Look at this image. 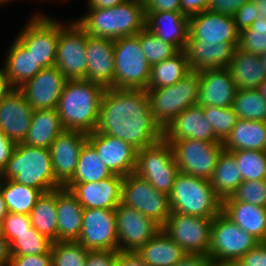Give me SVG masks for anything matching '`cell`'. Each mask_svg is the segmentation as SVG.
<instances>
[{"instance_id":"9a60e30c","label":"cell","mask_w":266,"mask_h":266,"mask_svg":"<svg viewBox=\"0 0 266 266\" xmlns=\"http://www.w3.org/2000/svg\"><path fill=\"white\" fill-rule=\"evenodd\" d=\"M118 251L137 252L162 227L133 207L120 203L115 208Z\"/></svg>"},{"instance_id":"8c879c8a","label":"cell","mask_w":266,"mask_h":266,"mask_svg":"<svg viewBox=\"0 0 266 266\" xmlns=\"http://www.w3.org/2000/svg\"><path fill=\"white\" fill-rule=\"evenodd\" d=\"M137 1H140L145 4L148 0H137Z\"/></svg>"},{"instance_id":"e575fe53","label":"cell","mask_w":266,"mask_h":266,"mask_svg":"<svg viewBox=\"0 0 266 266\" xmlns=\"http://www.w3.org/2000/svg\"><path fill=\"white\" fill-rule=\"evenodd\" d=\"M185 50L151 66L147 89L163 88L176 84L190 72Z\"/></svg>"},{"instance_id":"ffe728a7","label":"cell","mask_w":266,"mask_h":266,"mask_svg":"<svg viewBox=\"0 0 266 266\" xmlns=\"http://www.w3.org/2000/svg\"><path fill=\"white\" fill-rule=\"evenodd\" d=\"M123 178L113 174L99 182L66 183L63 187L70 190L84 209H115L121 203Z\"/></svg>"},{"instance_id":"7dc6e473","label":"cell","mask_w":266,"mask_h":266,"mask_svg":"<svg viewBox=\"0 0 266 266\" xmlns=\"http://www.w3.org/2000/svg\"><path fill=\"white\" fill-rule=\"evenodd\" d=\"M224 200H236L266 207V179L243 181L234 193Z\"/></svg>"},{"instance_id":"d6986e66","label":"cell","mask_w":266,"mask_h":266,"mask_svg":"<svg viewBox=\"0 0 266 266\" xmlns=\"http://www.w3.org/2000/svg\"><path fill=\"white\" fill-rule=\"evenodd\" d=\"M87 140L112 174L125 177L135 171L137 149L131 144L95 131L88 133Z\"/></svg>"},{"instance_id":"5b68a950","label":"cell","mask_w":266,"mask_h":266,"mask_svg":"<svg viewBox=\"0 0 266 266\" xmlns=\"http://www.w3.org/2000/svg\"><path fill=\"white\" fill-rule=\"evenodd\" d=\"M171 212L214 218L222 211V200L211 182L179 172L169 194Z\"/></svg>"},{"instance_id":"c3c4849f","label":"cell","mask_w":266,"mask_h":266,"mask_svg":"<svg viewBox=\"0 0 266 266\" xmlns=\"http://www.w3.org/2000/svg\"><path fill=\"white\" fill-rule=\"evenodd\" d=\"M32 227L30 215L9 212L0 223V233L10 245L17 235L30 231Z\"/></svg>"},{"instance_id":"4316f807","label":"cell","mask_w":266,"mask_h":266,"mask_svg":"<svg viewBox=\"0 0 266 266\" xmlns=\"http://www.w3.org/2000/svg\"><path fill=\"white\" fill-rule=\"evenodd\" d=\"M146 28L178 50H184L189 36V17L182 12H145Z\"/></svg>"},{"instance_id":"603a6c76","label":"cell","mask_w":266,"mask_h":266,"mask_svg":"<svg viewBox=\"0 0 266 266\" xmlns=\"http://www.w3.org/2000/svg\"><path fill=\"white\" fill-rule=\"evenodd\" d=\"M33 107L14 89L0 101V130L15 144L23 143L30 128Z\"/></svg>"},{"instance_id":"83f0119b","label":"cell","mask_w":266,"mask_h":266,"mask_svg":"<svg viewBox=\"0 0 266 266\" xmlns=\"http://www.w3.org/2000/svg\"><path fill=\"white\" fill-rule=\"evenodd\" d=\"M57 241H76L81 232L84 208L69 189H56Z\"/></svg>"},{"instance_id":"836d02e7","label":"cell","mask_w":266,"mask_h":266,"mask_svg":"<svg viewBox=\"0 0 266 266\" xmlns=\"http://www.w3.org/2000/svg\"><path fill=\"white\" fill-rule=\"evenodd\" d=\"M137 253L148 266H173L187 253L161 229Z\"/></svg>"},{"instance_id":"6125c7cd","label":"cell","mask_w":266,"mask_h":266,"mask_svg":"<svg viewBox=\"0 0 266 266\" xmlns=\"http://www.w3.org/2000/svg\"><path fill=\"white\" fill-rule=\"evenodd\" d=\"M10 258V245L0 233V266H9Z\"/></svg>"},{"instance_id":"94428289","label":"cell","mask_w":266,"mask_h":266,"mask_svg":"<svg viewBox=\"0 0 266 266\" xmlns=\"http://www.w3.org/2000/svg\"><path fill=\"white\" fill-rule=\"evenodd\" d=\"M127 0H86V9H105L120 5Z\"/></svg>"},{"instance_id":"9c48e42d","label":"cell","mask_w":266,"mask_h":266,"mask_svg":"<svg viewBox=\"0 0 266 266\" xmlns=\"http://www.w3.org/2000/svg\"><path fill=\"white\" fill-rule=\"evenodd\" d=\"M134 173L146 179L156 190L169 195L179 173L171 144L163 138L137 150Z\"/></svg>"},{"instance_id":"003e7915","label":"cell","mask_w":266,"mask_h":266,"mask_svg":"<svg viewBox=\"0 0 266 266\" xmlns=\"http://www.w3.org/2000/svg\"><path fill=\"white\" fill-rule=\"evenodd\" d=\"M210 266H242L237 260L211 261Z\"/></svg>"},{"instance_id":"cb8c5ba5","label":"cell","mask_w":266,"mask_h":266,"mask_svg":"<svg viewBox=\"0 0 266 266\" xmlns=\"http://www.w3.org/2000/svg\"><path fill=\"white\" fill-rule=\"evenodd\" d=\"M198 105L231 107L237 87L228 68H208L199 71Z\"/></svg>"},{"instance_id":"d4e9b609","label":"cell","mask_w":266,"mask_h":266,"mask_svg":"<svg viewBox=\"0 0 266 266\" xmlns=\"http://www.w3.org/2000/svg\"><path fill=\"white\" fill-rule=\"evenodd\" d=\"M85 80L114 88V40L87 35Z\"/></svg>"},{"instance_id":"5bb4252c","label":"cell","mask_w":266,"mask_h":266,"mask_svg":"<svg viewBox=\"0 0 266 266\" xmlns=\"http://www.w3.org/2000/svg\"><path fill=\"white\" fill-rule=\"evenodd\" d=\"M179 172L211 180L223 143L194 139L175 141L172 145Z\"/></svg>"},{"instance_id":"8992f818","label":"cell","mask_w":266,"mask_h":266,"mask_svg":"<svg viewBox=\"0 0 266 266\" xmlns=\"http://www.w3.org/2000/svg\"><path fill=\"white\" fill-rule=\"evenodd\" d=\"M199 71H190L176 84L146 89L154 120L164 130L184 109L199 100Z\"/></svg>"},{"instance_id":"1f68e13d","label":"cell","mask_w":266,"mask_h":266,"mask_svg":"<svg viewBox=\"0 0 266 266\" xmlns=\"http://www.w3.org/2000/svg\"><path fill=\"white\" fill-rule=\"evenodd\" d=\"M225 151H266V122L237 119L230 134L222 142Z\"/></svg>"},{"instance_id":"d590c367","label":"cell","mask_w":266,"mask_h":266,"mask_svg":"<svg viewBox=\"0 0 266 266\" xmlns=\"http://www.w3.org/2000/svg\"><path fill=\"white\" fill-rule=\"evenodd\" d=\"M216 195L223 201L230 197L243 182L234 155L223 150L210 180Z\"/></svg>"},{"instance_id":"b9f144b4","label":"cell","mask_w":266,"mask_h":266,"mask_svg":"<svg viewBox=\"0 0 266 266\" xmlns=\"http://www.w3.org/2000/svg\"><path fill=\"white\" fill-rule=\"evenodd\" d=\"M139 41L140 48L151 66L172 57L179 51L174 45L163 41L146 27L139 32Z\"/></svg>"},{"instance_id":"bcb514c9","label":"cell","mask_w":266,"mask_h":266,"mask_svg":"<svg viewBox=\"0 0 266 266\" xmlns=\"http://www.w3.org/2000/svg\"><path fill=\"white\" fill-rule=\"evenodd\" d=\"M238 48L260 55L266 51V19H256L239 32Z\"/></svg>"},{"instance_id":"be15d7a7","label":"cell","mask_w":266,"mask_h":266,"mask_svg":"<svg viewBox=\"0 0 266 266\" xmlns=\"http://www.w3.org/2000/svg\"><path fill=\"white\" fill-rule=\"evenodd\" d=\"M14 89L3 72L2 67H0V101L6 98Z\"/></svg>"},{"instance_id":"7a4b0ae2","label":"cell","mask_w":266,"mask_h":266,"mask_svg":"<svg viewBox=\"0 0 266 266\" xmlns=\"http://www.w3.org/2000/svg\"><path fill=\"white\" fill-rule=\"evenodd\" d=\"M105 88L85 79L67 80L57 105L65 130L94 132Z\"/></svg>"},{"instance_id":"9f6ffc18","label":"cell","mask_w":266,"mask_h":266,"mask_svg":"<svg viewBox=\"0 0 266 266\" xmlns=\"http://www.w3.org/2000/svg\"><path fill=\"white\" fill-rule=\"evenodd\" d=\"M16 144L12 142L1 130H0V173L4 170L7 161L11 158L13 150Z\"/></svg>"},{"instance_id":"7bdbcfd3","label":"cell","mask_w":266,"mask_h":266,"mask_svg":"<svg viewBox=\"0 0 266 266\" xmlns=\"http://www.w3.org/2000/svg\"><path fill=\"white\" fill-rule=\"evenodd\" d=\"M88 251L77 241L52 242V266H85Z\"/></svg>"},{"instance_id":"52a82bcc","label":"cell","mask_w":266,"mask_h":266,"mask_svg":"<svg viewBox=\"0 0 266 266\" xmlns=\"http://www.w3.org/2000/svg\"><path fill=\"white\" fill-rule=\"evenodd\" d=\"M114 88L146 90L151 65L140 48L139 33L114 40Z\"/></svg>"},{"instance_id":"74e56055","label":"cell","mask_w":266,"mask_h":266,"mask_svg":"<svg viewBox=\"0 0 266 266\" xmlns=\"http://www.w3.org/2000/svg\"><path fill=\"white\" fill-rule=\"evenodd\" d=\"M112 175L94 146L87 140L80 151L75 173L67 183L99 182Z\"/></svg>"},{"instance_id":"6f0895ef","label":"cell","mask_w":266,"mask_h":266,"mask_svg":"<svg viewBox=\"0 0 266 266\" xmlns=\"http://www.w3.org/2000/svg\"><path fill=\"white\" fill-rule=\"evenodd\" d=\"M114 266H148L137 252H121L116 256Z\"/></svg>"},{"instance_id":"44dd1931","label":"cell","mask_w":266,"mask_h":266,"mask_svg":"<svg viewBox=\"0 0 266 266\" xmlns=\"http://www.w3.org/2000/svg\"><path fill=\"white\" fill-rule=\"evenodd\" d=\"M87 136L79 130H64L51 144L49 150L55 179L62 186L73 177Z\"/></svg>"},{"instance_id":"91938a15","label":"cell","mask_w":266,"mask_h":266,"mask_svg":"<svg viewBox=\"0 0 266 266\" xmlns=\"http://www.w3.org/2000/svg\"><path fill=\"white\" fill-rule=\"evenodd\" d=\"M211 260L207 255L187 254L173 266H210Z\"/></svg>"},{"instance_id":"2644e50d","label":"cell","mask_w":266,"mask_h":266,"mask_svg":"<svg viewBox=\"0 0 266 266\" xmlns=\"http://www.w3.org/2000/svg\"><path fill=\"white\" fill-rule=\"evenodd\" d=\"M261 62L266 66V51L259 55Z\"/></svg>"},{"instance_id":"ee69618b","label":"cell","mask_w":266,"mask_h":266,"mask_svg":"<svg viewBox=\"0 0 266 266\" xmlns=\"http://www.w3.org/2000/svg\"><path fill=\"white\" fill-rule=\"evenodd\" d=\"M51 245V240L32 227L30 231L17 235L10 244V253L11 255H40L48 253Z\"/></svg>"},{"instance_id":"f907efd6","label":"cell","mask_w":266,"mask_h":266,"mask_svg":"<svg viewBox=\"0 0 266 266\" xmlns=\"http://www.w3.org/2000/svg\"><path fill=\"white\" fill-rule=\"evenodd\" d=\"M236 29L240 32L250 27L255 21V3L248 1L242 5L233 15Z\"/></svg>"},{"instance_id":"484cf974","label":"cell","mask_w":266,"mask_h":266,"mask_svg":"<svg viewBox=\"0 0 266 266\" xmlns=\"http://www.w3.org/2000/svg\"><path fill=\"white\" fill-rule=\"evenodd\" d=\"M191 71L208 68H228L235 47L231 43H204V41L188 38L185 47Z\"/></svg>"},{"instance_id":"8d00e7d4","label":"cell","mask_w":266,"mask_h":266,"mask_svg":"<svg viewBox=\"0 0 266 266\" xmlns=\"http://www.w3.org/2000/svg\"><path fill=\"white\" fill-rule=\"evenodd\" d=\"M32 226L52 242L57 241L56 189L42 193L30 212Z\"/></svg>"},{"instance_id":"ab89813d","label":"cell","mask_w":266,"mask_h":266,"mask_svg":"<svg viewBox=\"0 0 266 266\" xmlns=\"http://www.w3.org/2000/svg\"><path fill=\"white\" fill-rule=\"evenodd\" d=\"M232 107L239 119L266 122V100L257 89L238 90Z\"/></svg>"},{"instance_id":"3957f363","label":"cell","mask_w":266,"mask_h":266,"mask_svg":"<svg viewBox=\"0 0 266 266\" xmlns=\"http://www.w3.org/2000/svg\"><path fill=\"white\" fill-rule=\"evenodd\" d=\"M74 19L88 36L115 40L133 36L146 27L144 3L137 0L105 9H86Z\"/></svg>"},{"instance_id":"f1b7e54d","label":"cell","mask_w":266,"mask_h":266,"mask_svg":"<svg viewBox=\"0 0 266 266\" xmlns=\"http://www.w3.org/2000/svg\"><path fill=\"white\" fill-rule=\"evenodd\" d=\"M4 58L2 70L15 89L21 87L43 69L33 55L15 37Z\"/></svg>"},{"instance_id":"7402d4cb","label":"cell","mask_w":266,"mask_h":266,"mask_svg":"<svg viewBox=\"0 0 266 266\" xmlns=\"http://www.w3.org/2000/svg\"><path fill=\"white\" fill-rule=\"evenodd\" d=\"M163 138L171 145L183 139L221 143L215 136L210 120L205 117L201 106L184 109L165 129Z\"/></svg>"},{"instance_id":"681fc988","label":"cell","mask_w":266,"mask_h":266,"mask_svg":"<svg viewBox=\"0 0 266 266\" xmlns=\"http://www.w3.org/2000/svg\"><path fill=\"white\" fill-rule=\"evenodd\" d=\"M9 266H52L51 250L40 255H11Z\"/></svg>"},{"instance_id":"f5cc1de1","label":"cell","mask_w":266,"mask_h":266,"mask_svg":"<svg viewBox=\"0 0 266 266\" xmlns=\"http://www.w3.org/2000/svg\"><path fill=\"white\" fill-rule=\"evenodd\" d=\"M238 262L242 266H266V242L258 243L243 255Z\"/></svg>"},{"instance_id":"f35d334b","label":"cell","mask_w":266,"mask_h":266,"mask_svg":"<svg viewBox=\"0 0 266 266\" xmlns=\"http://www.w3.org/2000/svg\"><path fill=\"white\" fill-rule=\"evenodd\" d=\"M0 189L4 196L8 212L29 215L42 191L16 183L12 179H1Z\"/></svg>"},{"instance_id":"a7ac6f4b","label":"cell","mask_w":266,"mask_h":266,"mask_svg":"<svg viewBox=\"0 0 266 266\" xmlns=\"http://www.w3.org/2000/svg\"><path fill=\"white\" fill-rule=\"evenodd\" d=\"M257 90L262 95V97L266 100V79L258 86Z\"/></svg>"},{"instance_id":"4dcf8cb0","label":"cell","mask_w":266,"mask_h":266,"mask_svg":"<svg viewBox=\"0 0 266 266\" xmlns=\"http://www.w3.org/2000/svg\"><path fill=\"white\" fill-rule=\"evenodd\" d=\"M237 90L257 89L266 79V66L259 55L235 48L228 66Z\"/></svg>"},{"instance_id":"11a10c76","label":"cell","mask_w":266,"mask_h":266,"mask_svg":"<svg viewBox=\"0 0 266 266\" xmlns=\"http://www.w3.org/2000/svg\"><path fill=\"white\" fill-rule=\"evenodd\" d=\"M145 12H181V0H148Z\"/></svg>"},{"instance_id":"e7e4bbea","label":"cell","mask_w":266,"mask_h":266,"mask_svg":"<svg viewBox=\"0 0 266 266\" xmlns=\"http://www.w3.org/2000/svg\"><path fill=\"white\" fill-rule=\"evenodd\" d=\"M256 19H266V0H258L255 2Z\"/></svg>"},{"instance_id":"e0dca14e","label":"cell","mask_w":266,"mask_h":266,"mask_svg":"<svg viewBox=\"0 0 266 266\" xmlns=\"http://www.w3.org/2000/svg\"><path fill=\"white\" fill-rule=\"evenodd\" d=\"M189 36L204 43H231L235 48L239 42L233 16L211 12L208 9L189 17Z\"/></svg>"},{"instance_id":"f6af8a7d","label":"cell","mask_w":266,"mask_h":266,"mask_svg":"<svg viewBox=\"0 0 266 266\" xmlns=\"http://www.w3.org/2000/svg\"><path fill=\"white\" fill-rule=\"evenodd\" d=\"M204 115L210 120L215 136L223 142L237 122L233 107H202Z\"/></svg>"},{"instance_id":"277c9868","label":"cell","mask_w":266,"mask_h":266,"mask_svg":"<svg viewBox=\"0 0 266 266\" xmlns=\"http://www.w3.org/2000/svg\"><path fill=\"white\" fill-rule=\"evenodd\" d=\"M1 179H12L43 193L63 187L55 179L50 150L24 143L16 144L11 158L1 172Z\"/></svg>"},{"instance_id":"60d3db41","label":"cell","mask_w":266,"mask_h":266,"mask_svg":"<svg viewBox=\"0 0 266 266\" xmlns=\"http://www.w3.org/2000/svg\"><path fill=\"white\" fill-rule=\"evenodd\" d=\"M230 152L235 157L243 181L266 179V151L237 150Z\"/></svg>"},{"instance_id":"4fadbf2b","label":"cell","mask_w":266,"mask_h":266,"mask_svg":"<svg viewBox=\"0 0 266 266\" xmlns=\"http://www.w3.org/2000/svg\"><path fill=\"white\" fill-rule=\"evenodd\" d=\"M212 221L213 218L171 212L162 229L187 254L208 256Z\"/></svg>"},{"instance_id":"d6a6232c","label":"cell","mask_w":266,"mask_h":266,"mask_svg":"<svg viewBox=\"0 0 266 266\" xmlns=\"http://www.w3.org/2000/svg\"><path fill=\"white\" fill-rule=\"evenodd\" d=\"M65 128L56 109L34 110L24 144L38 148H50Z\"/></svg>"},{"instance_id":"2e32d148","label":"cell","mask_w":266,"mask_h":266,"mask_svg":"<svg viewBox=\"0 0 266 266\" xmlns=\"http://www.w3.org/2000/svg\"><path fill=\"white\" fill-rule=\"evenodd\" d=\"M76 241L87 250L118 251L115 209H84Z\"/></svg>"},{"instance_id":"db71d44e","label":"cell","mask_w":266,"mask_h":266,"mask_svg":"<svg viewBox=\"0 0 266 266\" xmlns=\"http://www.w3.org/2000/svg\"><path fill=\"white\" fill-rule=\"evenodd\" d=\"M249 0H211L208 10L233 16L235 12Z\"/></svg>"},{"instance_id":"f546056e","label":"cell","mask_w":266,"mask_h":266,"mask_svg":"<svg viewBox=\"0 0 266 266\" xmlns=\"http://www.w3.org/2000/svg\"><path fill=\"white\" fill-rule=\"evenodd\" d=\"M222 212L259 242H266V207L236 200H223Z\"/></svg>"},{"instance_id":"680465c9","label":"cell","mask_w":266,"mask_h":266,"mask_svg":"<svg viewBox=\"0 0 266 266\" xmlns=\"http://www.w3.org/2000/svg\"><path fill=\"white\" fill-rule=\"evenodd\" d=\"M211 0H181V12L190 17L206 10Z\"/></svg>"},{"instance_id":"816d5d0a","label":"cell","mask_w":266,"mask_h":266,"mask_svg":"<svg viewBox=\"0 0 266 266\" xmlns=\"http://www.w3.org/2000/svg\"><path fill=\"white\" fill-rule=\"evenodd\" d=\"M118 252L112 250H89L85 266H114Z\"/></svg>"},{"instance_id":"7c38bea8","label":"cell","mask_w":266,"mask_h":266,"mask_svg":"<svg viewBox=\"0 0 266 266\" xmlns=\"http://www.w3.org/2000/svg\"><path fill=\"white\" fill-rule=\"evenodd\" d=\"M121 202L151 218L161 227L171 214L169 195L156 190L134 172L123 178Z\"/></svg>"},{"instance_id":"ba28073f","label":"cell","mask_w":266,"mask_h":266,"mask_svg":"<svg viewBox=\"0 0 266 266\" xmlns=\"http://www.w3.org/2000/svg\"><path fill=\"white\" fill-rule=\"evenodd\" d=\"M25 22L15 38L43 68L55 66L60 20L44 14L43 11H36Z\"/></svg>"},{"instance_id":"89a4df30","label":"cell","mask_w":266,"mask_h":266,"mask_svg":"<svg viewBox=\"0 0 266 266\" xmlns=\"http://www.w3.org/2000/svg\"><path fill=\"white\" fill-rule=\"evenodd\" d=\"M12 1H16V0H0V6H6L7 4L9 5V3H13Z\"/></svg>"},{"instance_id":"6da1fadb","label":"cell","mask_w":266,"mask_h":266,"mask_svg":"<svg viewBox=\"0 0 266 266\" xmlns=\"http://www.w3.org/2000/svg\"><path fill=\"white\" fill-rule=\"evenodd\" d=\"M95 132L119 138L137 150L163 139L148 93L142 89L105 88Z\"/></svg>"},{"instance_id":"8fae6325","label":"cell","mask_w":266,"mask_h":266,"mask_svg":"<svg viewBox=\"0 0 266 266\" xmlns=\"http://www.w3.org/2000/svg\"><path fill=\"white\" fill-rule=\"evenodd\" d=\"M87 34L74 19L60 20L55 66L67 80L85 79Z\"/></svg>"},{"instance_id":"ac0fdd59","label":"cell","mask_w":266,"mask_h":266,"mask_svg":"<svg viewBox=\"0 0 266 266\" xmlns=\"http://www.w3.org/2000/svg\"><path fill=\"white\" fill-rule=\"evenodd\" d=\"M67 79L56 67L43 68L18 90L34 110L56 109Z\"/></svg>"},{"instance_id":"03108f58","label":"cell","mask_w":266,"mask_h":266,"mask_svg":"<svg viewBox=\"0 0 266 266\" xmlns=\"http://www.w3.org/2000/svg\"><path fill=\"white\" fill-rule=\"evenodd\" d=\"M8 209L6 206V202L4 200V196L1 192L0 189V223L3 221V219L5 218V216L8 214Z\"/></svg>"},{"instance_id":"30bf717a","label":"cell","mask_w":266,"mask_h":266,"mask_svg":"<svg viewBox=\"0 0 266 266\" xmlns=\"http://www.w3.org/2000/svg\"><path fill=\"white\" fill-rule=\"evenodd\" d=\"M258 243L221 211L212 221L208 256L211 261H238Z\"/></svg>"}]
</instances>
